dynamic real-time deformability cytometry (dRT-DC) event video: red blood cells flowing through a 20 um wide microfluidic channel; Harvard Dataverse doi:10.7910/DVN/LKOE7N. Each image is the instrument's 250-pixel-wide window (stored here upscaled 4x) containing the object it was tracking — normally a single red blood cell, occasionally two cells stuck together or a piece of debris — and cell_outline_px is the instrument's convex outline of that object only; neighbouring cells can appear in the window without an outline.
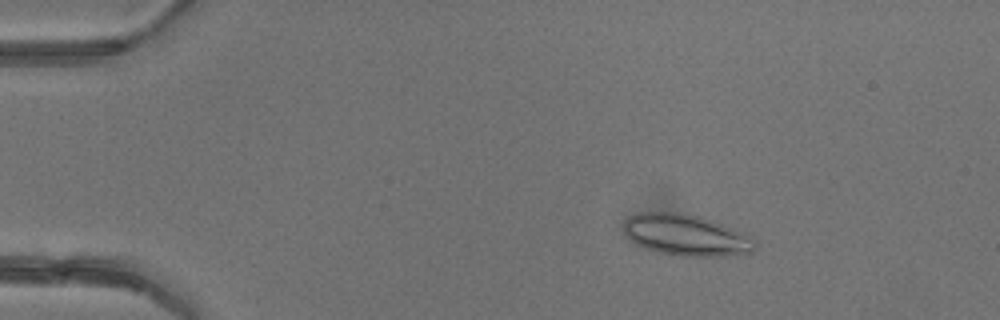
{"species": "common noctule bat (a hibernating species)", "species_latin": "Nyctalus noctula", "temperature_condition": "warm", "stored_images_in_passage": 4, "camera_frame_rate_fps": 3000, "um_per_image_px": 0.085, "animal": {"sex": "female"}, "frame": {"image": 1, "passage_image": 3, "time_ms": 2.333, "image_size_px": [1000, 320], "cell_outline_px": [[756, 248], [752, 252], [724, 256], [680, 256], [660, 252], [636, 244], [624, 232], [624, 224], [628, 216], [640, 212], [680, 212], [700, 216], [732, 228], [756, 240]], "centroid_in_image_um": [58.31, 19.97], "position_along_channel_um": 26.7, "area_um2": 31.33}}